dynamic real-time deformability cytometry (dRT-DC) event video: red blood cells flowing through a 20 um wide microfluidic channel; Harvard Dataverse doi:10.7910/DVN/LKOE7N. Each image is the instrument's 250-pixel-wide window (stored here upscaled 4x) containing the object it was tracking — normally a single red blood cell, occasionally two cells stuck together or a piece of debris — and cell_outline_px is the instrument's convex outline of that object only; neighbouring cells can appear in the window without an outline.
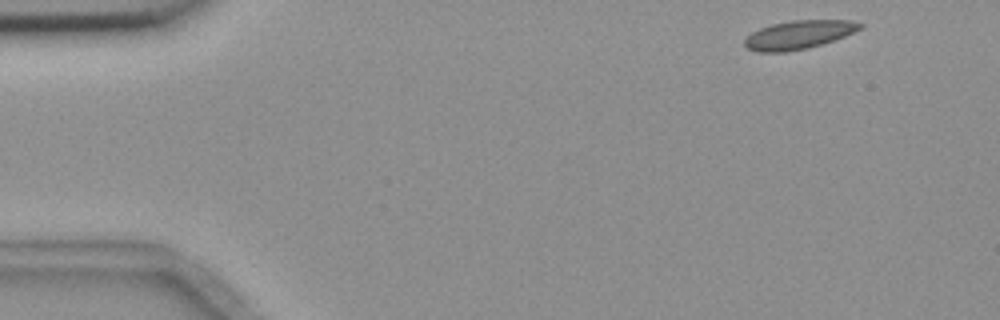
{"species": "common noctule bat (a hibernating species)", "species_latin": "Nyctalus noctula", "temperature_condition": "room temperature", "stored_images_in_passage": 4, "camera_frame_rate_fps": 3000, "um_per_image_px": 0.085, "animal": {"sex": "female", "body_mass_g": 18.4}, "frame": {"image": 1, "passage_image": 1, "time_ms": 0.0, "image_size_px": [1000, 320], "cell_outline_px": [[864, 24], [860, 28], [836, 40], [808, 48], [784, 52], [756, 52], [748, 48], [744, 44], [744, 40], [752, 32], [760, 28], [772, 24], [792, 20], [852, 20]], "centroid_in_image_um": [67.88, 2.95], "position_along_channel_um": 17.1, "area_um2": 19.13}}
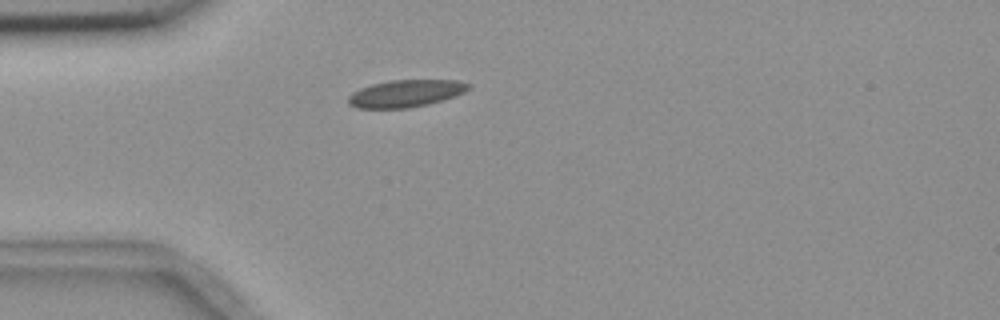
{"frame": {"image": 2, "passage_image": 4, "time_ms": 3.333, "image_size_px": [1000, 320], "cell_outline_px": [[472, 88], [464, 92], [428, 104], [408, 108], [356, 108], [348, 104], [348, 96], [352, 92], [360, 88], [372, 84], [388, 80], [460, 80], [472, 84]], "centroid_in_image_um": [34.48, 7.93], "position_along_channel_um": 50.5, "area_um2": 19.13}}